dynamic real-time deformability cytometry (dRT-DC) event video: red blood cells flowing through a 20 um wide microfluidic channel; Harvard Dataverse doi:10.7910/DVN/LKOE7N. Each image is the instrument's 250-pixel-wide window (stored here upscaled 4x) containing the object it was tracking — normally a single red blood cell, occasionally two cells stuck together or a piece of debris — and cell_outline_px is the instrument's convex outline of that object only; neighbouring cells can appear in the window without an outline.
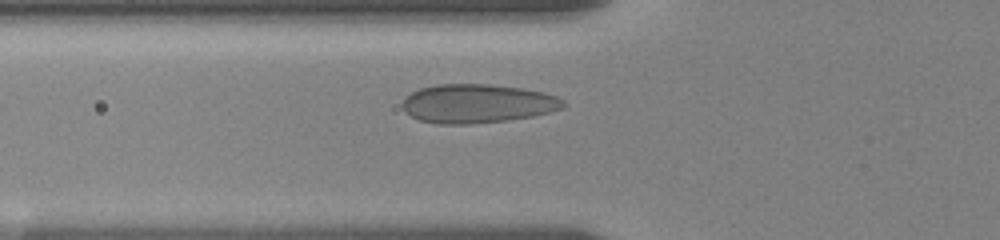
{"species": "human", "species_latin": "Homo sapiens", "temperature_condition": "room temperature", "stored_images_in_passage": 10, "camera_frame_rate_fps": 3000, "um_per_image_px": 0.085, "donor": {"sex": "female"}, "frame": {"image": 1, "passage_image": 9, "time_ms": 4.0, "image_size_px": [1000, 240], "cell_outline_px": [[564, 104], [560, 108], [548, 112], [532, 116], [508, 120], [468, 124], [436, 124], [420, 120], [404, 112], [400, 104], [404, 96], [420, 88], [436, 84], [488, 84], [524, 88], [544, 92], [556, 96], [564, 100]], "centroid_in_image_um": [40.51, 8.8], "position_along_channel_um": 85.3, "area_um2": 36.59}}